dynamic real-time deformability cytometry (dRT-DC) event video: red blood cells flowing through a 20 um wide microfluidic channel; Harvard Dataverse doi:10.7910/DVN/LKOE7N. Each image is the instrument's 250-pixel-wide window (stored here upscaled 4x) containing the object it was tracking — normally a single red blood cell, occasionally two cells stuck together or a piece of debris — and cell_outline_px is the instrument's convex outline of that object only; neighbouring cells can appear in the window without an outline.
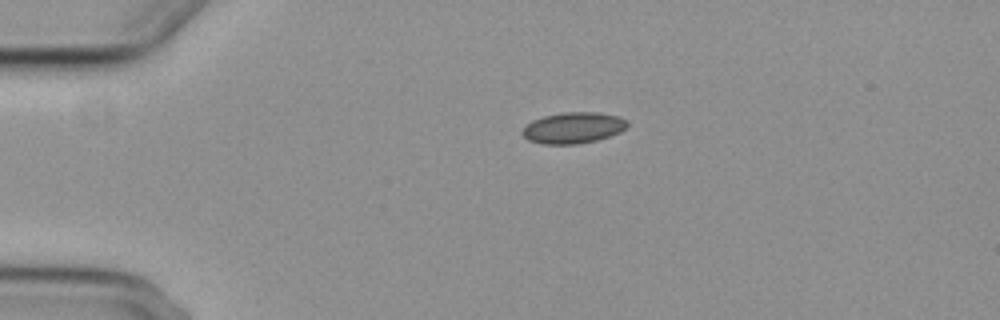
{"species": "common noctule bat (a hibernating species)", "species_latin": "Nyctalus noctula", "temperature_condition": "cold", "stored_images_in_passage": 44, "camera_frame_rate_fps": 3000, "um_per_image_px": 0.085, "animal": {"sex": "female", "body_mass_g": 29.2, "forearm_length_mm": 56.3}, "frame": {"image": 1, "passage_image": 1, "time_ms": 0.0, "image_size_px": [1000, 320], "cell_outline_px": [[628, 124], [620, 132], [596, 140], [576, 144], [544, 144], [528, 140], [520, 132], [532, 120], [544, 116], [564, 112], [596, 112], [620, 116], [628, 120]], "centroid_in_image_um": [48.73, 10.86], "position_along_channel_um": 36.3, "area_um2": 18.96}}
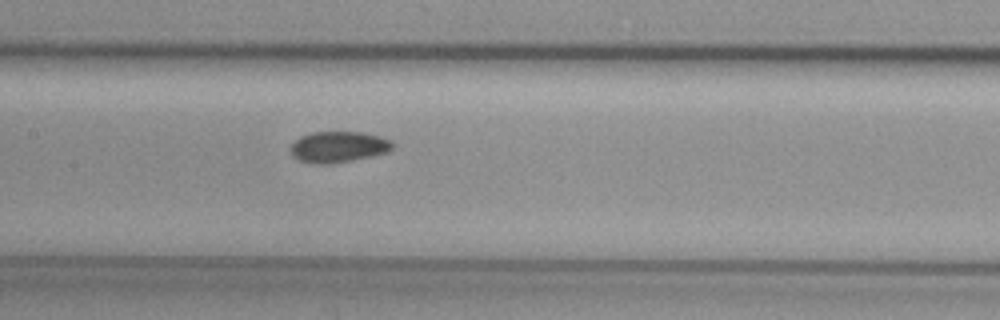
{"frame": {"image": 2, "passage_image": 16, "time_ms": 5.0, "image_size_px": [1000, 320], "cell_outline_px": [[392, 148], [384, 152], [372, 156], [332, 164], [312, 164], [300, 160], [292, 156], [292, 144], [300, 136], [312, 132], [360, 132], [380, 136], [388, 140], [392, 144]], "centroid_in_image_um": [28.72, 12.49], "position_along_channel_um": 178.7, "area_um2": 18.21}}
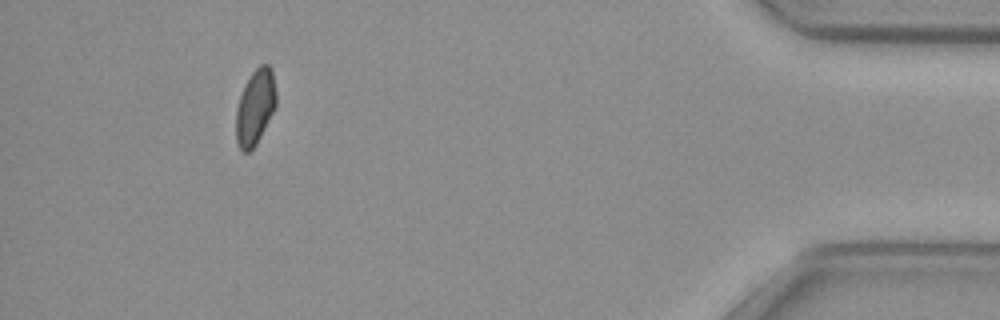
{"frame": {"image": 3, "passage_image": 40, "time_ms": 13.0, "image_size_px": [1000, 320], "cell_outline_px": [[276, 104], [256, 144], [248, 152], [244, 152], [240, 148], [236, 140], [236, 108], [244, 84], [252, 72], [260, 64], [268, 64], [272, 68], [276, 92]], "centroid_in_image_um": [21.68, 9.06], "position_along_channel_um": 413.5, "area_um2": 17.46}, "authors_computed_cell_mechanics": {"area_um2": 18.5249, "velocity_mm_per_s": 3.7178, "shape_relaxation_time_tau1_ms": null, "shape_relaxation_time_tau2_ms": 4.1308, "deformation_change_tau1": null, "deformation_change_tau2": 0.0846}}